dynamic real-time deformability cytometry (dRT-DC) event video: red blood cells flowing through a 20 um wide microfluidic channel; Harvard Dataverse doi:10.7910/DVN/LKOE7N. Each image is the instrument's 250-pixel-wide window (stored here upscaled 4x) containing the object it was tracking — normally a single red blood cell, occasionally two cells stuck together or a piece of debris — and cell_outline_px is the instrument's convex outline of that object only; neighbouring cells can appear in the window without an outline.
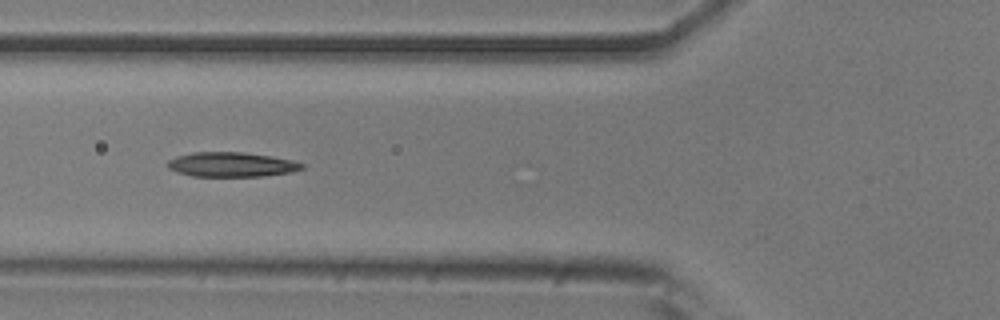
{"species": "common noctule bat (a hibernating species)", "species_latin": "Nyctalus noctula", "temperature_condition": "room temperature", "stored_images_in_passage": 38, "camera_frame_rate_fps": 3000, "um_per_image_px": 0.085, "animal": {"sex": "male", "body_mass_g": 20.5, "forearm_length_mm": 52.5}, "frame": {"image": 1, "passage_image": 6, "time_ms": 1.667, "image_size_px": [1000, 320], "cell_outline_px": [[304, 168], [292, 172], [264, 176], [192, 176], [168, 168], [168, 160], [176, 156], [192, 152], [244, 152], [292, 160], [304, 164]], "centroid_in_image_um": [19.68, 13.98], "position_along_channel_um": 106.1, "area_um2": 19.13}}
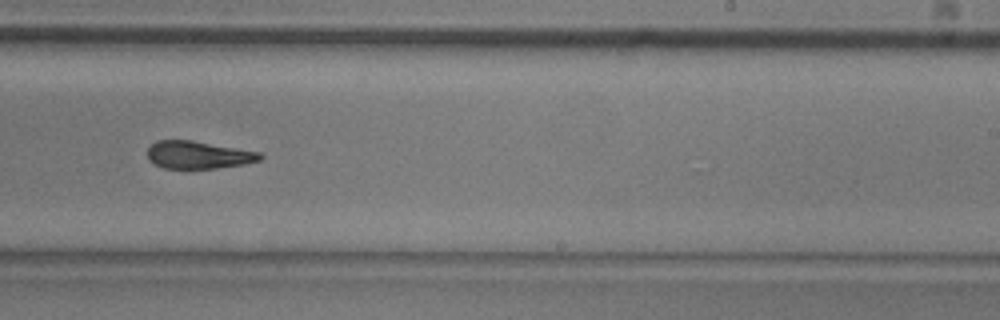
{"frame": {"image": 2, "passage_image": 19, "time_ms": 6.0, "image_size_px": [1000, 320], "cell_outline_px": [[264, 156], [260, 160], [244, 164], [216, 168], [164, 168], [148, 160], [148, 148], [156, 140], [192, 140], [260, 152]], "centroid_in_image_um": [16.86, 13.16], "position_along_channel_um": 272.1, "area_um2": 18.03}}
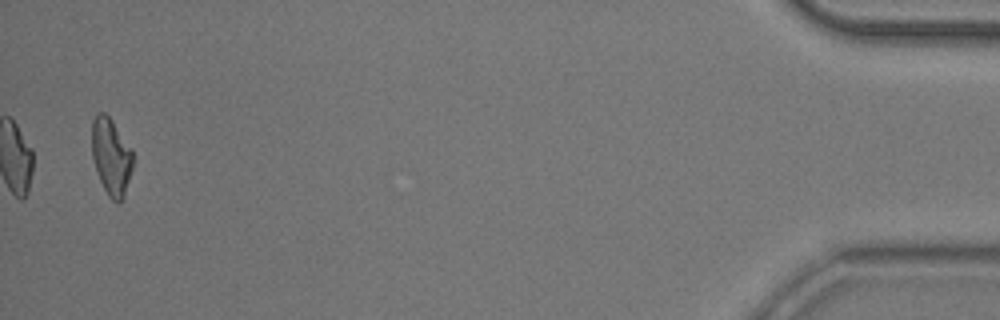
{"frame": {"image": 3, "passage_image": 38, "time_ms": 12.333, "image_size_px": [1000, 320], "cell_outline_px": [[132, 168], [124, 196], [120, 204], [116, 204], [108, 196], [96, 172], [92, 156], [92, 120], [96, 112], [104, 112], [112, 120], [132, 148]], "centroid_in_image_um": [9.44, 13.31], "position_along_channel_um": 425.8, "area_um2": 18.55}, "authors_computed_cell_mechanics": {"area_um2": 19.1896, "velocity_mm_per_s": 3.8325, "shape_relaxation_time_tau1_ms": 4.871, "shape_relaxation_time_tau2_ms": 4.0105, "deformation_change_tau1": 0.1806, "deformation_change_tau2": 0.1292}}